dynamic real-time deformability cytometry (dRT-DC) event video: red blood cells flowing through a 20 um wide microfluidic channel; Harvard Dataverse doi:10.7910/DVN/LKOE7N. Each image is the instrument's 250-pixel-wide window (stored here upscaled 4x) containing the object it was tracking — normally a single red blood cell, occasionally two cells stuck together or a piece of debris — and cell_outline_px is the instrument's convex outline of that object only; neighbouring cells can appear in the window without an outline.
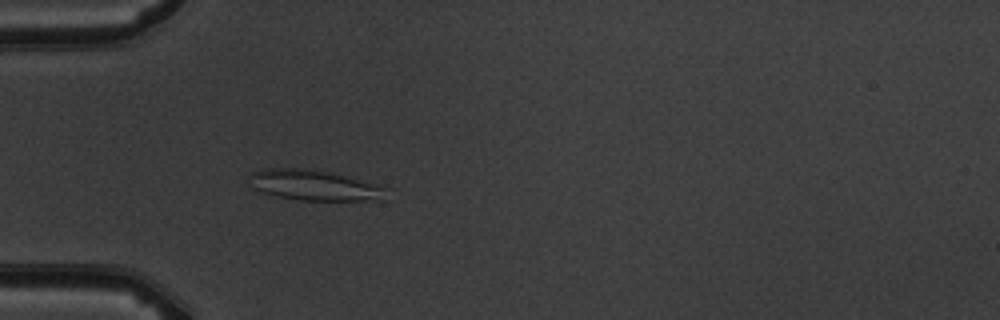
{"species": "common noctule bat (a hibernating species)", "species_latin": "Nyctalus noctula", "temperature_condition": "warm", "stored_images_in_passage": 4, "camera_frame_rate_fps": 3000, "um_per_image_px": 0.085, "animal": {"sex": "male", "body_mass_g": 19.5, "forearm_length_mm": 54.6}, "frame": {"image": 1, "passage_image": 4, "time_ms": 3.667, "image_size_px": [1000, 320], "cell_outline_px": [[388, 188], [384, 200], [296, 200], [256, 192], [252, 188], [248, 176], [252, 172], [264, 168], [300, 168], [332, 172], [376, 184]], "centroid_in_image_um": [26.65, 15.75], "position_along_channel_um": 58.3, "area_um2": 24.68}}